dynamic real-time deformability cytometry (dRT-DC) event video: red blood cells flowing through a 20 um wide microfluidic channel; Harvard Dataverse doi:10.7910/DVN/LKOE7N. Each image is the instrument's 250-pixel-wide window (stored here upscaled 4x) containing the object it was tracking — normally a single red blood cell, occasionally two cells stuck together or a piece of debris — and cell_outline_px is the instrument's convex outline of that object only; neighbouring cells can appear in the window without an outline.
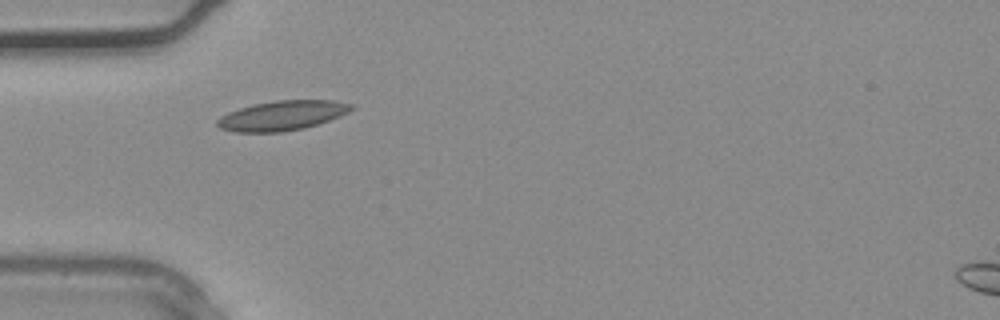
{"species": "common noctule bat (a hibernating species)", "species_latin": "Nyctalus noctula", "temperature_condition": "warm", "stored_images_in_passage": 21, "camera_frame_rate_fps": 3000, "um_per_image_px": 0.085, "animal": {"sex": "male", "body_mass_g": 20.4}, "frame": {"image": 1, "passage_image": 1, "time_ms": 0.0, "image_size_px": [1000, 320], "cell_outline_px": [[356, 108], [340, 116], [304, 128], [280, 132], [236, 132], [220, 128], [216, 124], [216, 120], [220, 116], [228, 112], [252, 104], [276, 100], [332, 100], [356, 104]], "centroid_in_image_um": [24.0, 9.81], "position_along_channel_um": 61.0, "area_um2": 23.29}}
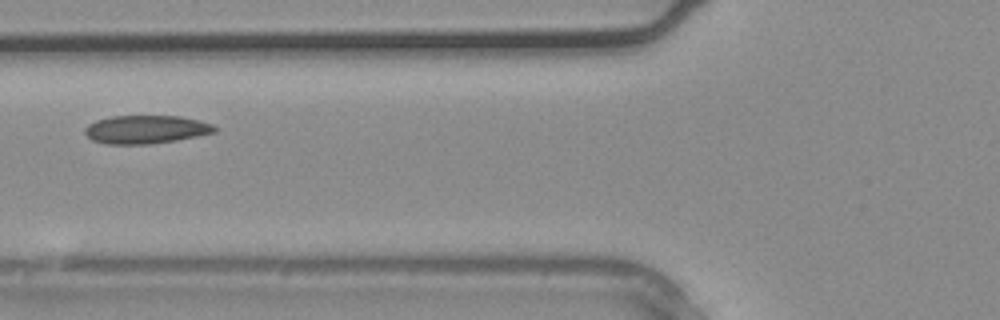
{"frame": {"image": 2, "passage_image": 4, "time_ms": 1.0, "image_size_px": [1000, 320], "cell_outline_px": [[216, 132], [176, 140], [148, 144], [108, 144], [92, 140], [84, 132], [84, 128], [88, 124], [96, 120], [112, 116], [180, 116], [200, 120], [212, 124], [216, 128]], "centroid_in_image_um": [12.39, 11.0], "position_along_channel_um": 113.4, "area_um2": 21.33}}